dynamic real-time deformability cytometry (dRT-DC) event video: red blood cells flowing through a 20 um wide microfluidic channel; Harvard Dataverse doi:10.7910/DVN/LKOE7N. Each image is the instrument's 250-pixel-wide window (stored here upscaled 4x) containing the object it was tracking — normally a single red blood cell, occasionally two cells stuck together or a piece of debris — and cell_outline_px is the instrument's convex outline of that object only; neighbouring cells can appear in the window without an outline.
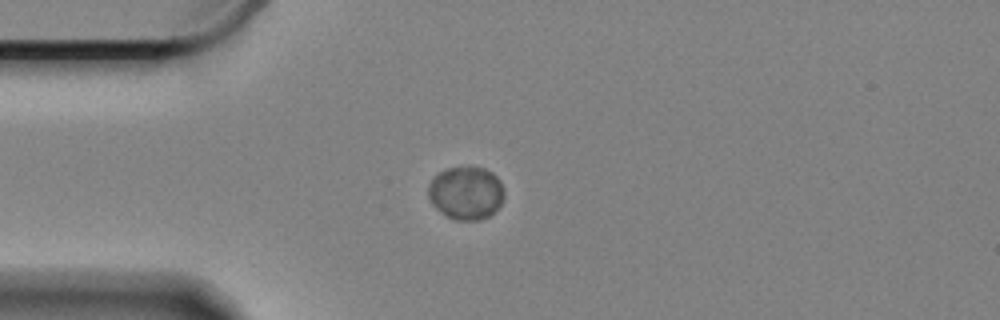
{"species": "Egyptian fruit bat (a non-hibernating species)", "species_latin": "Rousettus aegyptiacus", "temperature_condition": "cold", "stored_images_in_passage": 7, "camera_frame_rate_fps": 3000, "um_per_image_px": 0.085, "animal": {"sex": "female"}, "frame": {"image": 1, "passage_image": 1, "time_ms": 0.0, "image_size_px": [1000, 320], "cell_outline_px": [[504, 192], [500, 204], [488, 216], [480, 220], [452, 220], [440, 212], [432, 204], [428, 196], [428, 184], [440, 172], [448, 168], [484, 168], [492, 172], [500, 180]], "centroid_in_image_um": [39.59, 16.42], "position_along_channel_um": 45.4, "area_um2": 23.24}}
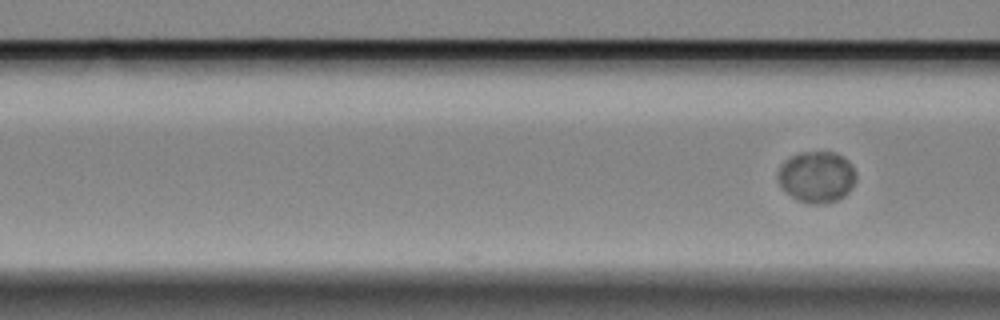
{"frame": {"image": 2, "passage_image": 7, "time_ms": 2.0, "image_size_px": [1000, 320], "cell_outline_px": [[856, 180], [852, 188], [844, 196], [836, 200], [812, 204], [808, 204], [792, 196], [776, 180], [776, 176], [784, 160], [800, 152], [832, 152], [848, 160], [856, 176]], "centroid_in_image_um": [69.41, 15.02], "position_along_channel_um": 97.2, "area_um2": 23.0}}